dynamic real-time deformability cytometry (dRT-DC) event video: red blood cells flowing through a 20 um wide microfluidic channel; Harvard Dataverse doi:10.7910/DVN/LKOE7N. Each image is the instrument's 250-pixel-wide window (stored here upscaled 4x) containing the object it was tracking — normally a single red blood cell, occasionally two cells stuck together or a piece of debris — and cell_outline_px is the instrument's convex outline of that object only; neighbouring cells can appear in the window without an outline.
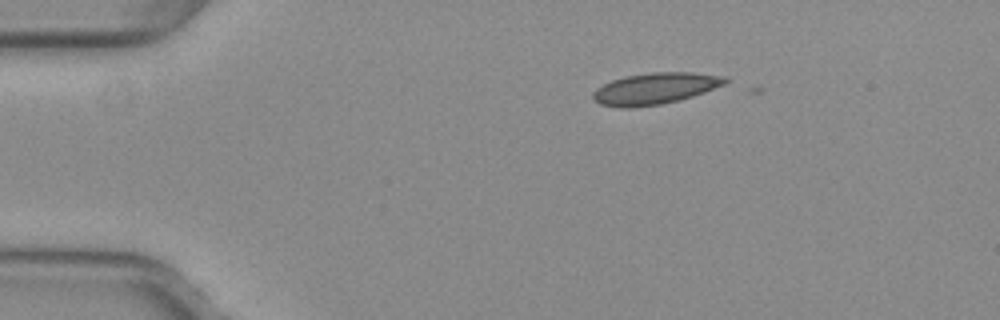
{"species": "common noctule bat (a hibernating species)", "species_latin": "Nyctalus noctula", "temperature_condition": "warm", "stored_images_in_passage": 2, "camera_frame_rate_fps": 3000, "um_per_image_px": 0.085, "animal": {"sex": "female", "body_mass_g": 29.2, "forearm_length_mm": 56.3}, "frame": {"image": 1, "passage_image": 1, "time_ms": 0.0, "image_size_px": [1000, 320], "cell_outline_px": [[728, 80], [724, 84], [704, 92], [680, 100], [660, 104], [632, 108], [620, 108], [600, 104], [592, 100], [592, 92], [596, 88], [612, 80], [624, 76], [652, 72], [692, 72], [728, 76]], "centroid_in_image_um": [55.65, 7.52], "position_along_channel_um": 29.3, "area_um2": 24.39}}